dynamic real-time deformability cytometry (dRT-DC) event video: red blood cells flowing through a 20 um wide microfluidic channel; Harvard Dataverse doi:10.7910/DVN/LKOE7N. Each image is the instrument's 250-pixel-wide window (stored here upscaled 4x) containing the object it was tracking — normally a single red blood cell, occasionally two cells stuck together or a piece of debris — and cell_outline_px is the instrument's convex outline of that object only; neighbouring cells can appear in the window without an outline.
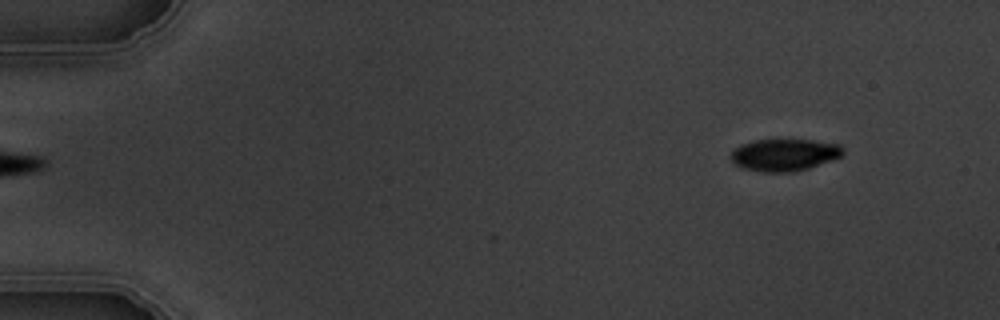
{"species": "common noctule bat (a hibernating species)", "species_latin": "Nyctalus noctula", "temperature_condition": "warm", "stored_images_in_passage": 6, "segment_of_instrument_passage": [2, 2], "camera_frame_rate_fps": 3000, "um_per_image_px": 0.085, "animal": {"sex": "male", "body_mass_g": 19.5, "forearm_length_mm": 54.6}, "frame": {"image": 1, "passage_image": 6, "time_ms": 5.667, "image_size_px": [1000, 320], "cell_outline_px": [[844, 152], [840, 156], [832, 160], [796, 172], [764, 172], [744, 168], [736, 164], [732, 160], [732, 152], [740, 144], [756, 140], [812, 140], [840, 144], [844, 148]], "centroid_in_image_um": [66.71, 13.16], "position_along_channel_um": 18.3, "area_um2": 20.81}}